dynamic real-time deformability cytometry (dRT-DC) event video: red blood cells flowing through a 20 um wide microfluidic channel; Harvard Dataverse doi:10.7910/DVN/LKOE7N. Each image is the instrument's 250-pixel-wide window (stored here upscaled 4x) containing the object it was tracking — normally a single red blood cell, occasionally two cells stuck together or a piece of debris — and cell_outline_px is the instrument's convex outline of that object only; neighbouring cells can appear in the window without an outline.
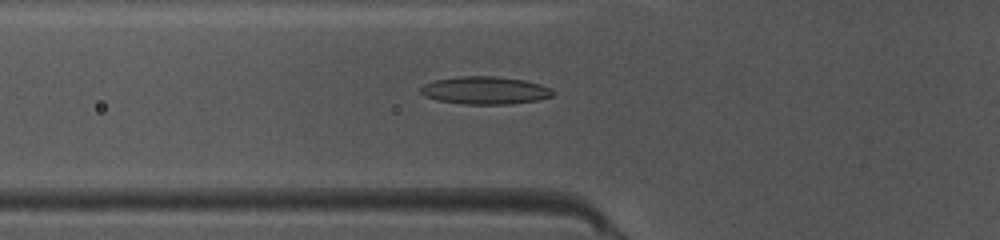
{"species": "common noctule bat (a hibernating species)", "species_latin": "Nyctalus noctula", "temperature_condition": "warm", "stored_images_in_passage": 50, "camera_frame_rate_fps": 3000, "um_per_image_px": 0.085, "animal": {"sex": "female", "body_mass_g": 10.0, "forearm_length_mm": 53.1}, "frame": {"image": 1, "passage_image": 18, "time_ms": 5.667, "image_size_px": [1000, 240], "cell_outline_px": [[552, 96], [540, 100], [512, 104], [464, 104], [440, 100], [424, 96], [420, 92], [420, 88], [424, 84], [436, 80], [460, 76], [492, 76], [524, 80], [540, 84], [552, 88]], "centroid_in_image_um": [41.25, 7.68], "position_along_channel_um": 84.5, "area_um2": 21.27}}
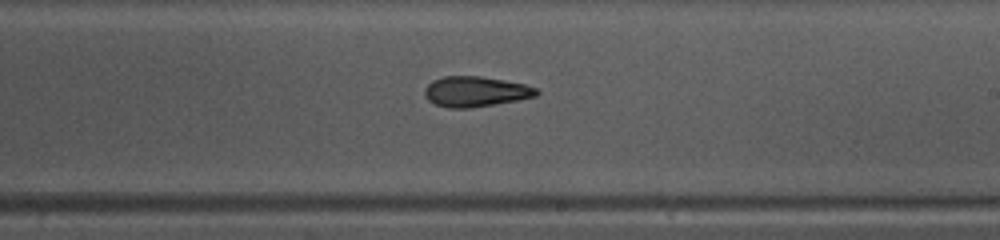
{"frame": {"image": 2, "passage_image": 30, "time_ms": 9.667, "image_size_px": [1000, 240], "cell_outline_px": [[540, 92], [536, 96], [516, 100], [468, 108], [448, 108], [436, 104], [428, 100], [424, 92], [424, 88], [432, 80], [444, 76], [480, 76], [504, 80], [524, 84], [536, 88]], "centroid_in_image_um": [40.39, 7.77], "position_along_channel_um": 248.6, "area_um2": 19.59}}
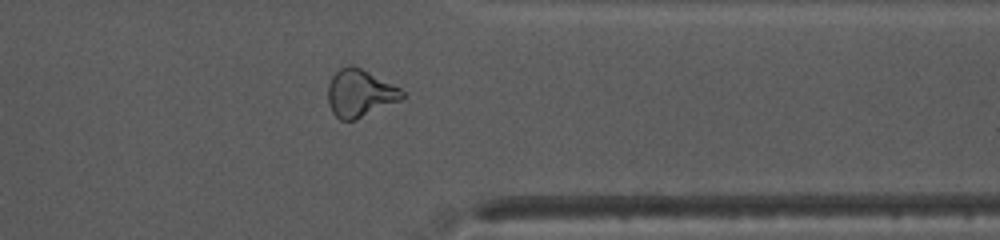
{"frame": {"image": 3, "passage_image": 40, "time_ms": 13.0, "image_size_px": [1000, 240], "cell_outline_px": [[404, 100], [356, 120], [340, 120], [332, 112], [328, 104], [328, 84], [332, 76], [340, 68], [348, 64], [352, 64], [400, 88], [404, 92]], "centroid_in_image_um": [30.6, 7.94], "position_along_channel_um": 380.8, "area_um2": 20.75}, "authors_computed_cell_mechanics": {"area_um2": 20.0566, "velocity_mm_per_s": 4.0634, "shape_relaxation_time_tau1_ms": 7.4614, "shape_relaxation_time_tau2_ms": 2.886, "deformation_change_tau1": 0.1786, "deformation_change_tau2": 0.1202}}